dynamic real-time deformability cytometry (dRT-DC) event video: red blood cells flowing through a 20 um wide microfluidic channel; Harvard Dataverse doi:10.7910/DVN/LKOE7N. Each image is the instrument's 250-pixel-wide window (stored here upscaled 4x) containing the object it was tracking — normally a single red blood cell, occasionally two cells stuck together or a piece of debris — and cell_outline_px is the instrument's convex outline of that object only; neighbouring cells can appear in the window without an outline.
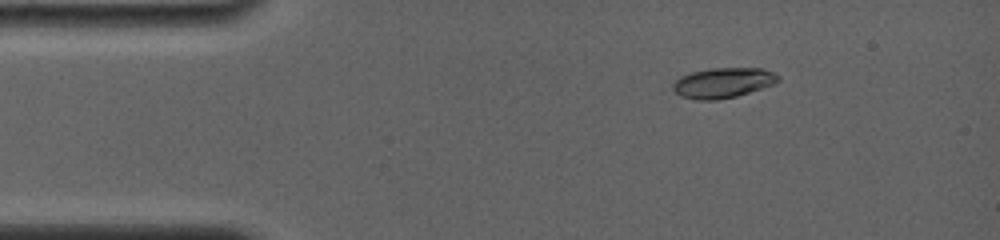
{"species": "common noctule bat (a hibernating species)", "species_latin": "Nyctalus noctula", "temperature_condition": "room temperature", "stored_images_in_passage": 16, "camera_frame_rate_fps": 4000, "um_per_image_px": 0.085, "animal": {"sex": "female", "body_mass_g": 19.0, "forearm_length_mm": 56.7}, "frame": {"image": 1, "passage_image": 4, "time_ms": 2.25, "image_size_px": [1000, 240], "cell_outline_px": [[780, 80], [776, 84], [736, 96], [716, 100], [696, 100], [680, 96], [672, 88], [672, 84], [680, 76], [692, 72], [712, 68], [760, 68], [772, 72], [780, 76]], "centroid_in_image_um": [61.46, 7.04], "position_along_channel_um": 23.5, "area_um2": 18.55}}
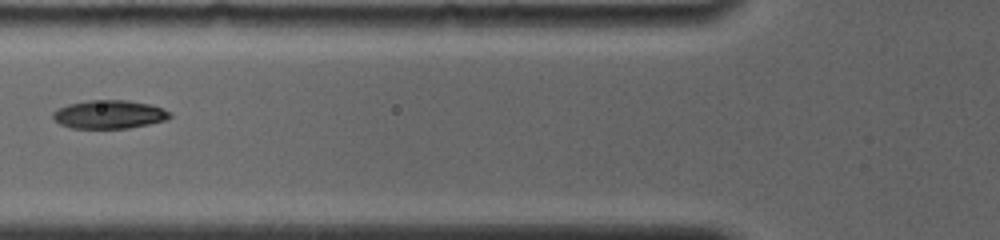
{"frame": {"image": 2, "passage_image": 11, "time_ms": 6.25, "image_size_px": [1000, 240], "cell_outline_px": [[172, 116], [168, 120], [128, 128], [72, 128], [60, 124], [52, 116], [52, 112], [56, 108], [68, 104], [88, 100], [128, 100], [152, 104], [164, 108], [172, 112]], "centroid_in_image_um": [9.32, 9.71], "position_along_channel_um": 116.5, "area_um2": 19.65}}
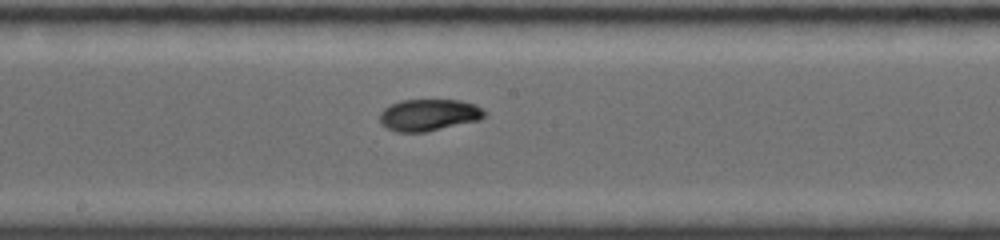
{"frame": {"image": 3, "passage_image": 16, "time_ms": 8.75, "image_size_px": [1000, 240], "cell_outline_px": [[488, 112], [480, 120], [424, 132], [396, 132], [380, 124], [380, 112], [384, 108], [400, 100], [460, 100], [476, 104]], "centroid_in_image_um": [36.47, 9.77], "position_along_channel_um": 211.7, "area_um2": 19.48}}